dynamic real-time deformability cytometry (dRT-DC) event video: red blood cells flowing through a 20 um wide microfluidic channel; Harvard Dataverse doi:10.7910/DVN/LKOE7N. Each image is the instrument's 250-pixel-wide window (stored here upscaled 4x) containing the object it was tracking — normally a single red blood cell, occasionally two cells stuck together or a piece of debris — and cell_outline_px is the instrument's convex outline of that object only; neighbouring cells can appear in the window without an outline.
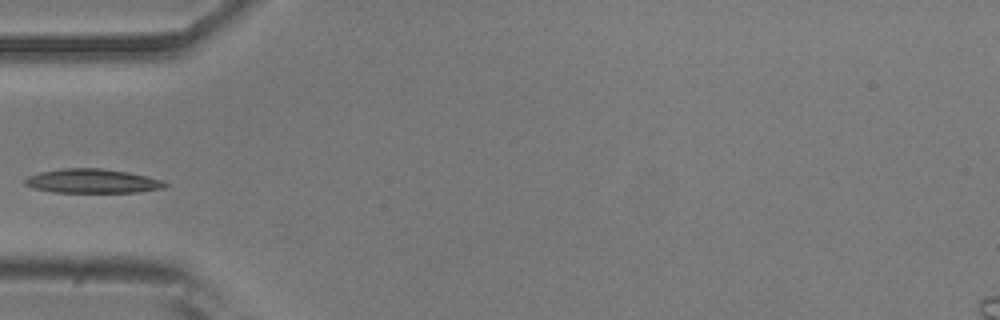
{"species": "common noctule bat (a hibernating species)", "species_latin": "Nyctalus noctula", "temperature_condition": "room temperature", "stored_images_in_passage": 28, "camera_frame_rate_fps": 3000, "um_per_image_px": 0.085, "animal": {"sex": "male", "body_mass_g": 20.5, "forearm_length_mm": 52.5}, "frame": {"image": 1, "passage_image": 1, "time_ms": 0.0, "image_size_px": [1000, 320], "cell_outline_px": [[168, 184], [164, 188], [140, 192], [52, 192], [36, 188], [24, 184], [24, 180], [28, 176], [40, 172], [64, 168], [104, 168], [128, 172], [160, 180]], "centroid_in_image_um": [7.84, 15.39], "position_along_channel_um": 77.2, "area_um2": 19.54}}
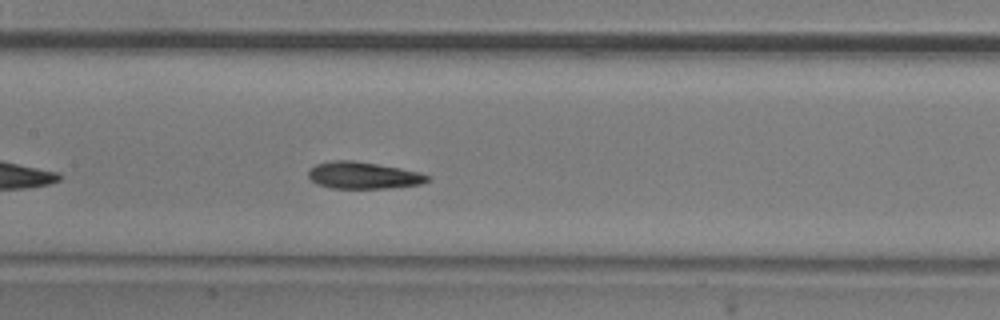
{"frame": {"image": 2, "passage_image": 9, "time_ms": 2.667, "image_size_px": [1000, 320], "cell_outline_px": [[432, 180], [420, 184], [388, 188], [332, 188], [316, 184], [308, 176], [308, 168], [316, 164], [332, 160], [352, 160], [400, 168], [420, 172], [428, 176]], "centroid_in_image_um": [30.85, 14.9], "position_along_channel_um": 176.5, "area_um2": 18.67}}
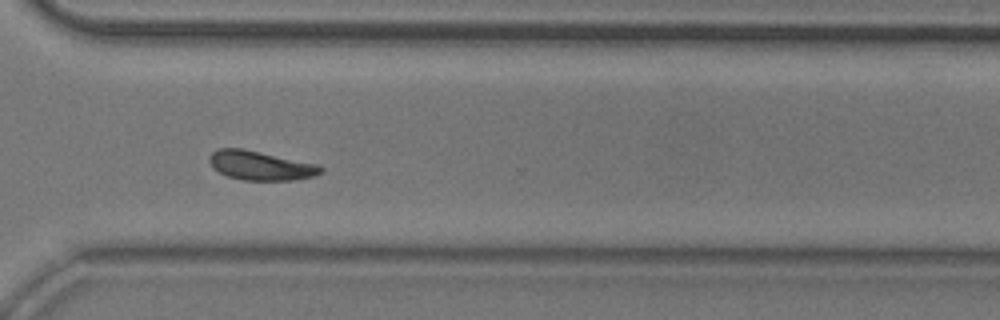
{"frame": {"image": 3, "passage_image": 23, "time_ms": 7.333, "image_size_px": [1000, 320], "cell_outline_px": [[324, 172], [316, 176], [292, 180], [240, 180], [228, 176], [212, 168], [208, 160], [208, 156], [212, 152], [220, 148], [244, 148], [316, 164], [324, 168]], "centroid_in_image_um": [22.13, 14.07], "position_along_channel_um": 348.5, "area_um2": 19.07}}